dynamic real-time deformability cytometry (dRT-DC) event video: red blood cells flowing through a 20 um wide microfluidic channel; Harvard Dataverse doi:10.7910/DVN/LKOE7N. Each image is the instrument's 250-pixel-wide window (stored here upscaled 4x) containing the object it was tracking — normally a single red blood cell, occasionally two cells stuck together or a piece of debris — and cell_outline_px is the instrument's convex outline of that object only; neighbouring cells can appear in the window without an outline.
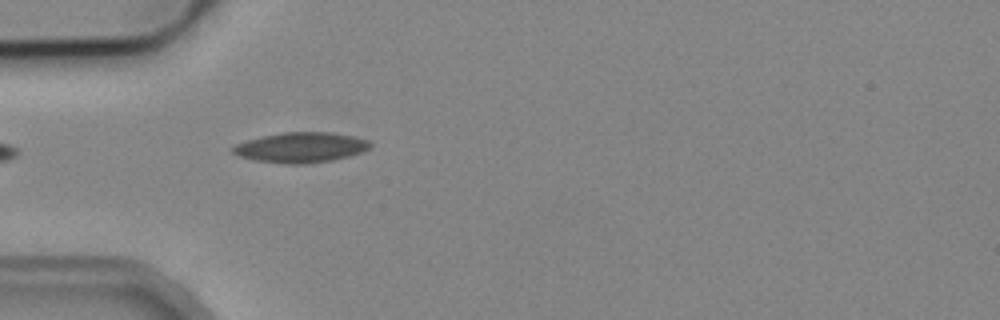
{"species": "common noctule bat (a hibernating species)", "species_latin": "Nyctalus noctula", "temperature_condition": "cold", "stored_images_in_passage": 6, "camera_frame_rate_fps": 3000, "um_per_image_px": 0.085, "animal": {"sex": "male", "body_mass_g": 19.2, "forearm_length_mm": 51.8}, "frame": {"image": 1, "passage_image": 6, "time_ms": 6.333, "image_size_px": [1000, 320], "cell_outline_px": [[372, 144], [368, 148], [360, 152], [348, 156], [332, 160], [304, 164], [284, 164], [256, 160], [240, 156], [232, 152], [232, 148], [236, 144], [248, 140], [264, 136], [284, 132], [332, 132], [352, 136], [368, 140]], "centroid_in_image_um": [25.57, 12.53], "position_along_channel_um": 59.4, "area_um2": 23.87}}